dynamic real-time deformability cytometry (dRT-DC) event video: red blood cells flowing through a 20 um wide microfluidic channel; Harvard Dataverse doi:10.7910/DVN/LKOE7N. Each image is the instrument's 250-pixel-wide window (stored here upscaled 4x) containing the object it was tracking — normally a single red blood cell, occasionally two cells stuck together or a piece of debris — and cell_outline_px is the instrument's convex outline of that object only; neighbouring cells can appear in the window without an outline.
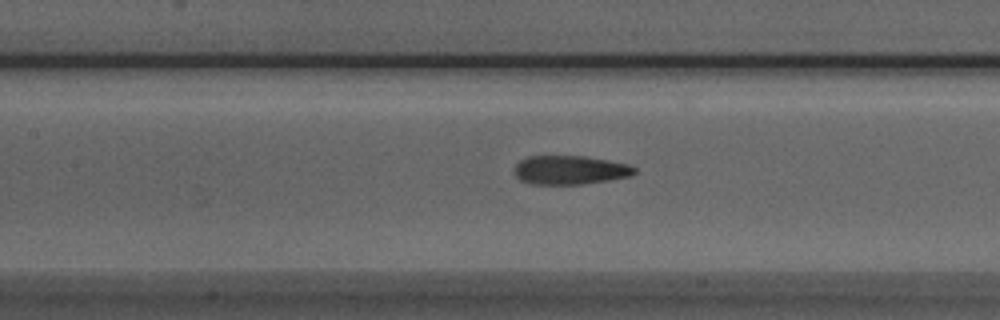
{"species": "Egyptian fruit bat (a non-hibernating species)", "species_latin": "Rousettus aegyptiacus", "temperature_condition": "room temperature", "stored_images_in_passage": 31, "camera_frame_rate_fps": 3000, "um_per_image_px": 0.085, "animal": {"sex": "male"}, "frame": {"image": 1, "passage_image": 14, "time_ms": 4.333, "image_size_px": [1000, 320], "cell_outline_px": [[636, 172], [632, 176], [584, 184], [532, 184], [520, 180], [516, 176], [512, 168], [520, 160], [528, 156], [584, 156], [628, 164], [636, 168]], "centroid_in_image_um": [48.43, 14.45], "position_along_channel_um": 159.0, "area_um2": 20.29}}
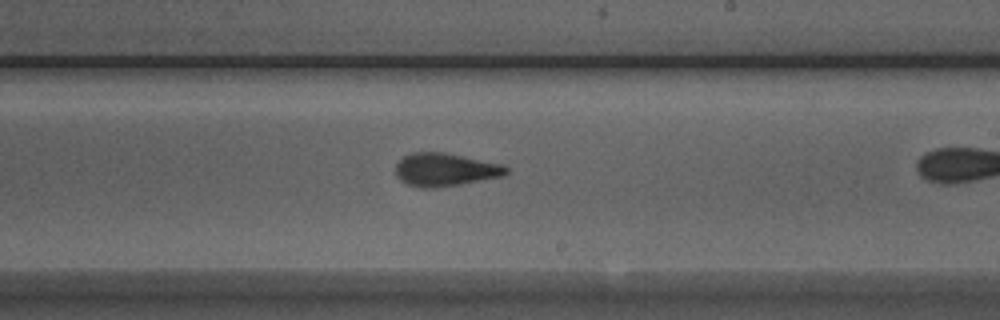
{"frame": {"image": 2, "passage_image": 21, "time_ms": 6.667, "image_size_px": [1000, 320], "cell_outline_px": [[508, 172], [504, 176], [460, 184], [432, 188], [420, 188], [408, 184], [400, 180], [396, 176], [396, 164], [404, 156], [412, 152], [444, 152], [500, 164], [508, 168]], "centroid_in_image_um": [37.81, 14.42], "position_along_channel_um": 251.2, "area_um2": 21.15}}
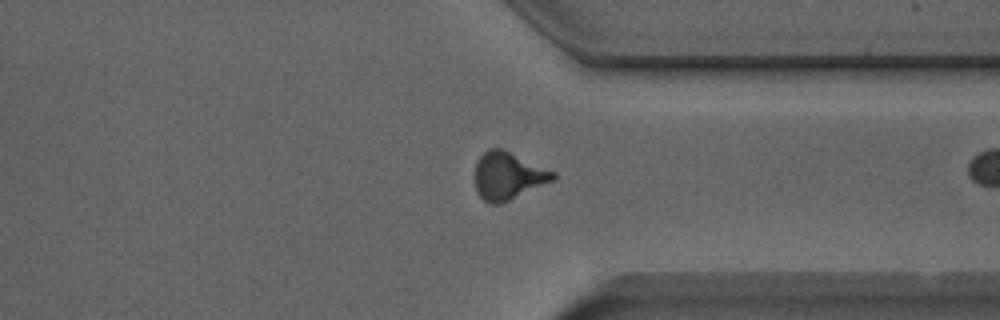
{"frame": {"image": 3, "passage_image": 30, "time_ms": 9.667, "image_size_px": [1000, 320], "cell_outline_px": [[556, 176], [552, 180], [500, 204], [492, 204], [484, 200], [480, 196], [476, 188], [476, 160], [488, 148], [500, 148], [556, 172]], "centroid_in_image_um": [43.15, 14.93], "position_along_channel_um": 368.2, "area_um2": 21.1}}